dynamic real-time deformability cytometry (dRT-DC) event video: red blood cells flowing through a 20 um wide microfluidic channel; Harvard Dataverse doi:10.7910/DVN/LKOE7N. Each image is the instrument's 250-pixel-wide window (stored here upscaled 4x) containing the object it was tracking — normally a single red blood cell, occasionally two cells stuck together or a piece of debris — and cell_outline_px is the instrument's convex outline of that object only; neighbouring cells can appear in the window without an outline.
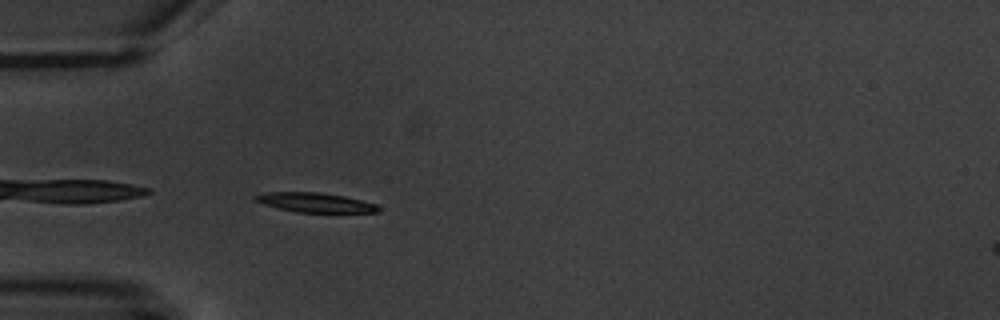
{"species": "common noctule bat (a hibernating species)", "species_latin": "Nyctalus noctula", "temperature_condition": "warm", "stored_images_in_passage": 6, "camera_frame_rate_fps": 3000, "um_per_image_px": 0.085, "animal": {"sex": "male", "body_mass_g": 20.1, "forearm_length_mm": 53.5}, "frame": {"image": 1, "passage_image": 6, "time_ms": 5.667, "image_size_px": [1000, 320], "cell_outline_px": [[380, 212], [296, 212], [264, 204], [252, 200], [252, 196], [264, 192], [320, 192], [344, 196], [376, 204], [380, 208]], "centroid_in_image_um": [26.74, 17.2], "position_along_channel_um": 58.3, "area_um2": 13.93}}